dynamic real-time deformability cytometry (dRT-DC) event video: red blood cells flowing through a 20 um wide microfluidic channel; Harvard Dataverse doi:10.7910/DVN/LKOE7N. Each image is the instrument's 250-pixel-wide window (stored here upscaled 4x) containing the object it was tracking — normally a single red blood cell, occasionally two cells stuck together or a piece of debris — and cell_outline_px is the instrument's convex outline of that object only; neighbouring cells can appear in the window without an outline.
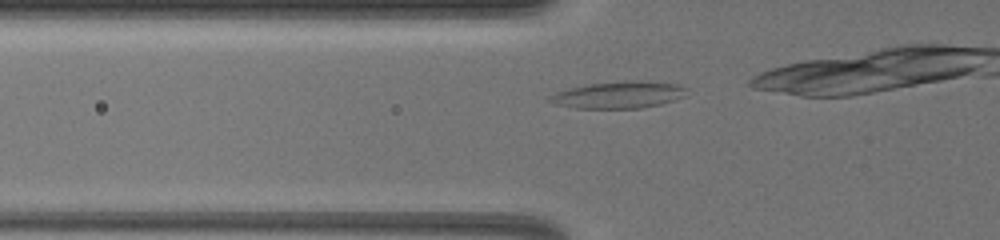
{"species": "common noctule bat (a hibernating species)", "species_latin": "Nyctalus noctula", "temperature_condition": "warm", "stored_images_in_passage": 10, "camera_frame_rate_fps": 3000, "um_per_image_px": 0.085, "animal": {"sex": "female", "body_mass_g": 19.5, "forearm_length_mm": 54.1}, "frame": {"image": 1, "passage_image": 2, "time_ms": 0.333, "image_size_px": [1000, 240], "cell_outline_px": [[688, 88], [684, 96], [660, 104], [644, 108], [576, 108], [556, 104], [544, 100], [548, 96], [556, 92], [588, 84], [632, 80], [640, 80], [676, 84]], "centroid_in_image_um": [52.57, 8.06], "position_along_channel_um": 73.2, "area_um2": 21.39}}
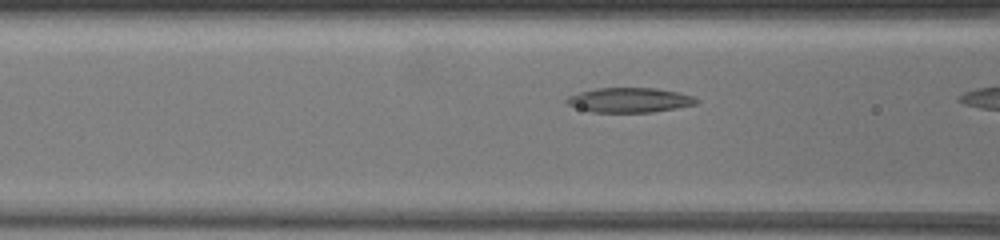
{"frame": {"image": 2, "passage_image": 5, "time_ms": 1.333, "image_size_px": [1000, 240], "cell_outline_px": [[700, 100], [696, 104], [676, 108], [652, 112], [592, 112], [568, 104], [564, 100], [568, 96], [580, 92], [596, 88], [656, 88], [676, 92], [692, 96]], "centroid_in_image_um": [53.51, 8.5], "position_along_channel_um": 113.1, "area_um2": 18.5}}
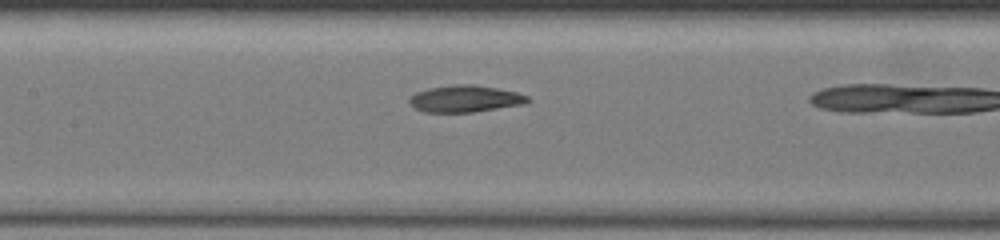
{"frame": {"image": 3, "passage_image": 9, "time_ms": 2.667, "image_size_px": [1000, 240], "cell_outline_px": [[532, 100], [524, 104], [472, 112], [424, 112], [416, 108], [408, 100], [416, 92], [428, 88], [456, 84], [472, 84], [496, 88], [516, 92], [528, 96]], "centroid_in_image_um": [39.56, 8.39], "position_along_channel_um": 167.8, "area_um2": 18.32}}